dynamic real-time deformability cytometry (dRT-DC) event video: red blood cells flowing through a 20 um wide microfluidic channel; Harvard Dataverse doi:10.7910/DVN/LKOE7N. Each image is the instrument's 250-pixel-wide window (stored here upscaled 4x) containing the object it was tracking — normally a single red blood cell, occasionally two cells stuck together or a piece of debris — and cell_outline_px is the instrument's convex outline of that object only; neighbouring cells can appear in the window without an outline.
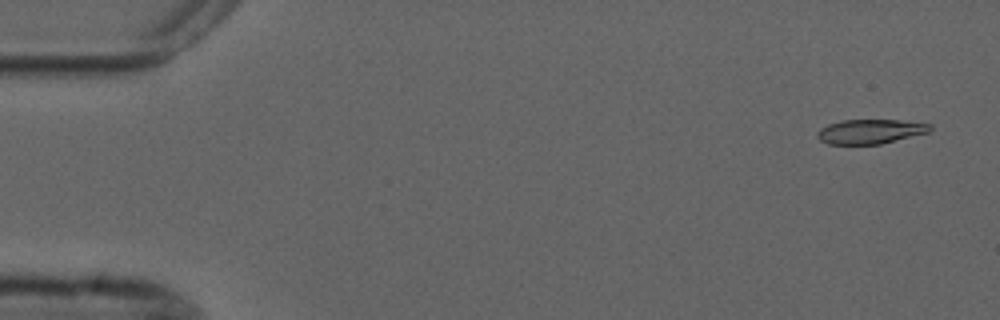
{"species": "common noctule bat (a hibernating species)", "species_latin": "Nyctalus noctula", "temperature_condition": "cold", "stored_images_in_passage": 5, "camera_frame_rate_fps": 3000, "um_per_image_px": 0.085, "animal": {"sex": "male", "forearm_length_mm": 52.5}, "frame": {"image": 1, "passage_image": 1, "time_ms": 0.0, "image_size_px": [1000, 320], "cell_outline_px": [[932, 128], [928, 132], [880, 144], [828, 144], [820, 140], [816, 136], [816, 132], [820, 128], [828, 124], [844, 120], [900, 120], [932, 124]], "centroid_in_image_um": [73.95, 11.17], "position_along_channel_um": 11.1, "area_um2": 16.01}}
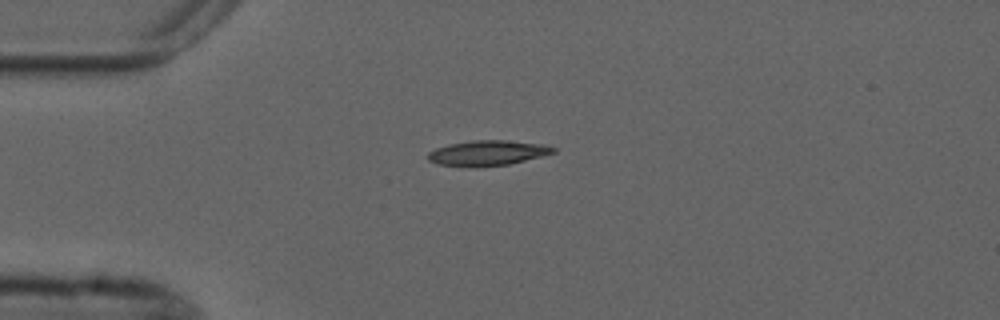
{"frame": {"image": 2, "passage_image": 4, "time_ms": 3.667, "image_size_px": [1000, 320], "cell_outline_px": [[556, 152], [508, 164], [468, 168], [440, 164], [428, 160], [428, 152], [436, 148], [448, 144], [472, 140], [508, 140], [544, 144], [556, 148]], "centroid_in_image_um": [41.42, 13.0], "position_along_channel_um": 43.6, "area_um2": 18.44}}